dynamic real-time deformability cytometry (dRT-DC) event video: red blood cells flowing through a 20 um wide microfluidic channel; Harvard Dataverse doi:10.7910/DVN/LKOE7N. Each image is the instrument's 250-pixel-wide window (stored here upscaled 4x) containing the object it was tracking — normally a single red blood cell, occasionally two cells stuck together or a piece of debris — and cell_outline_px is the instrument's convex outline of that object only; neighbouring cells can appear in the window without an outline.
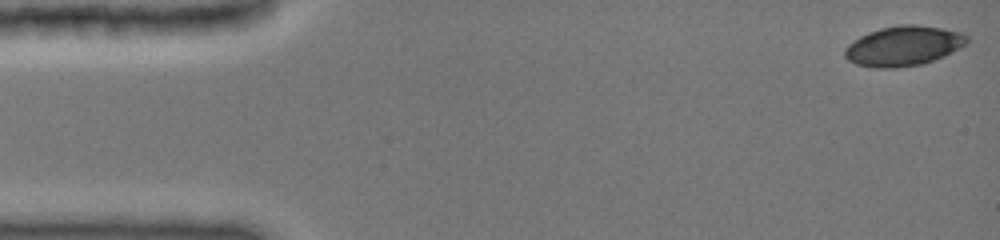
{"species": "common noctule bat (a hibernating species)", "species_latin": "Nyctalus noctula", "temperature_condition": "cold", "stored_images_in_passage": 67, "camera_frame_rate_fps": 3000, "um_per_image_px": 0.085, "animal": {"sex": "female", "body_mass_g": 19.0, "forearm_length_mm": 51.5}, "frame": {"image": 1, "passage_image": 1, "time_ms": 0.0, "image_size_px": [1000, 240], "cell_outline_px": [[968, 40], [964, 44], [944, 56], [924, 64], [896, 68], [876, 68], [856, 64], [848, 60], [844, 56], [844, 48], [848, 44], [860, 36], [884, 28], [900, 24], [912, 24], [940, 28], [960, 32], [968, 36]], "centroid_in_image_um": [76.77, 3.92], "position_along_channel_um": 8.2, "area_um2": 28.09}}
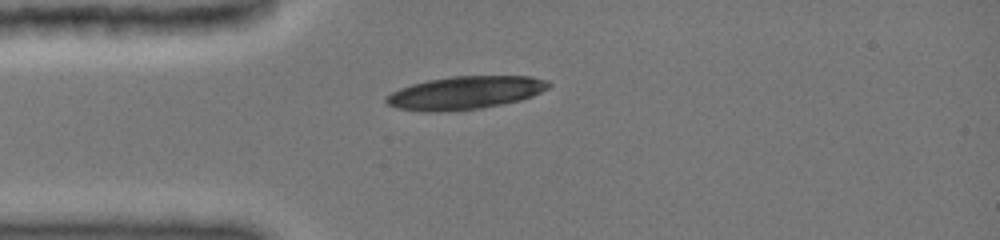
{"frame": {"image": 2, "passage_image": 13, "time_ms": 3.667, "image_size_px": [1000, 240], "cell_outline_px": [[552, 84], [548, 88], [532, 96], [520, 100], [500, 104], [476, 108], [400, 108], [388, 104], [384, 100], [392, 92], [412, 84], [432, 80], [456, 76], [528, 76], [544, 80]], "centroid_in_image_um": [39.66, 7.82], "position_along_channel_um": 45.3, "area_um2": 29.25}}
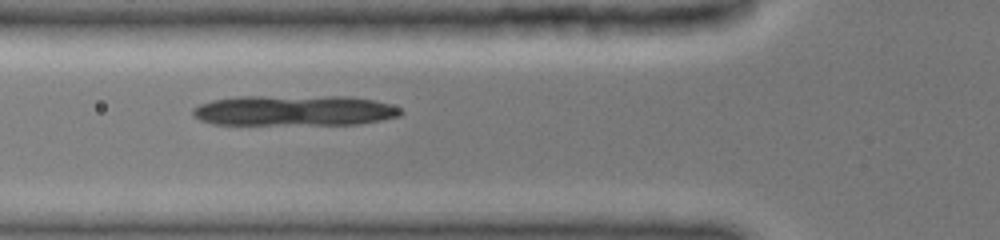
{"frame": {"image": 3, "passage_image": 21, "time_ms": 5.333, "image_size_px": [1000, 240], "cell_outline_px": [[404, 112], [400, 116], [380, 120], [356, 124], [212, 124], [200, 120], [192, 116], [192, 108], [200, 104], [212, 100], [240, 96], [348, 96], [372, 100], [388, 104], [400, 108]], "centroid_in_image_um": [24.98, 9.39], "position_along_channel_um": 100.8, "area_um2": 37.05}}